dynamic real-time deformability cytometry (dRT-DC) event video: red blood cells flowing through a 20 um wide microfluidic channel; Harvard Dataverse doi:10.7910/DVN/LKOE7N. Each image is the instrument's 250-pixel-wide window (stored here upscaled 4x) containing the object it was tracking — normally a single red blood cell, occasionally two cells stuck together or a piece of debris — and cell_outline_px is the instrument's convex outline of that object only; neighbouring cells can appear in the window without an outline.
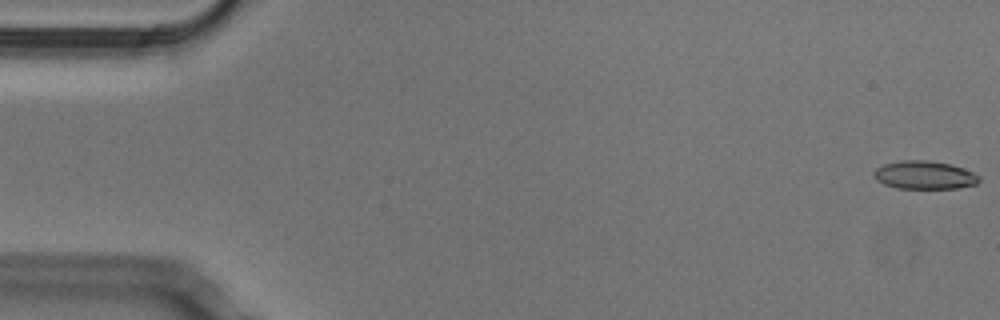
{"species": "Egyptian fruit bat (a non-hibernating species)", "species_latin": "Rousettus aegyptiacus", "temperature_condition": "cold", "stored_images_in_passage": 8, "camera_frame_rate_fps": 3000, "um_per_image_px": 0.085, "animal": {"sex": "male"}, "frame": {"image": 1, "passage_image": 1, "time_ms": 0.0, "image_size_px": [1000, 320], "cell_outline_px": [[980, 180], [976, 184], [956, 188], [896, 188], [884, 184], [876, 180], [872, 176], [872, 172], [876, 168], [884, 164], [900, 160], [928, 160], [952, 164], [964, 168], [980, 176]], "centroid_in_image_um": [78.55, 14.87], "position_along_channel_um": 6.4, "area_um2": 17.46}}